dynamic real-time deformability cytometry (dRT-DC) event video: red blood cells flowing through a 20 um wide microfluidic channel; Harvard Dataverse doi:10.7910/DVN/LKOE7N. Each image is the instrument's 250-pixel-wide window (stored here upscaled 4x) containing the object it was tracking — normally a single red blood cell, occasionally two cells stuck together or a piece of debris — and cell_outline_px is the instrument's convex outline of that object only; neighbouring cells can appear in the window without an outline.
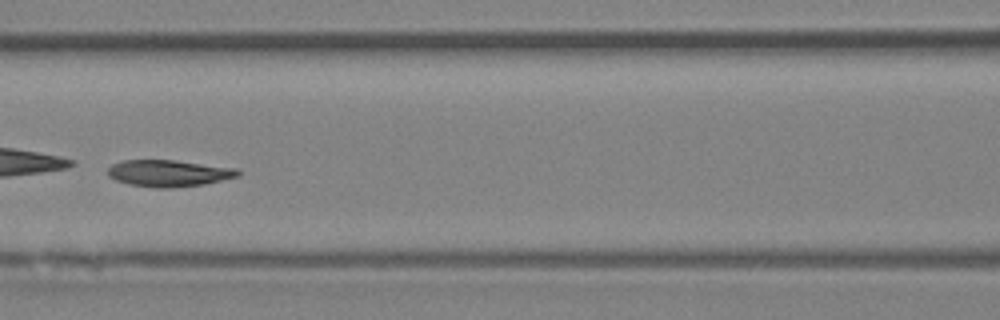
{"species": "Egyptian fruit bat (a non-hibernating species)", "species_latin": "Rousettus aegyptiacus", "temperature_condition": "room temperature", "stored_images_in_passage": 46, "camera_frame_rate_fps": 3000, "um_per_image_px": 0.085, "animal": {"sex": "female"}, "frame": {"image": 1, "passage_image": 20, "time_ms": 6.333, "image_size_px": [1000, 320], "cell_outline_px": [[240, 176], [204, 184], [172, 188], [156, 188], [128, 184], [116, 180], [108, 176], [108, 168], [112, 164], [124, 160], [176, 160], [236, 168], [240, 172]], "centroid_in_image_um": [14.34, 14.72], "position_along_channel_um": 152.3, "area_um2": 20.29}, "authors_computed_cell_mechanics": {"area_um2": 21.5305, "velocity_mm_per_s": 4.1214, "shape_relaxation_time_tau1_ms": 1.3425, "shape_relaxation_time_tau2_ms": 2.8058, "deformation_change_tau1": 0.2349, "deformation_change_tau2": 0.0864}}